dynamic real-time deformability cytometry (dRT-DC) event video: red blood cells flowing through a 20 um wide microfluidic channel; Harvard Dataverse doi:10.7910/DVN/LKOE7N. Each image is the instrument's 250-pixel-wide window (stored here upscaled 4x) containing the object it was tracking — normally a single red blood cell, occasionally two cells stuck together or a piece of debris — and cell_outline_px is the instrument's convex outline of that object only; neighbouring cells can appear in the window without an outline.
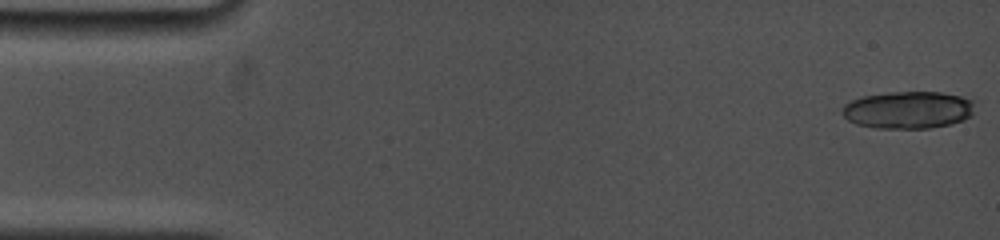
{"species": "common noctule bat (a hibernating species)", "species_latin": "Nyctalus noctula", "temperature_condition": "cold", "stored_images_in_passage": 24, "camera_frame_rate_fps": 5000, "um_per_image_px": 0.085, "animal": {"sex": "female", "body_mass_g": 19.0, "forearm_length_mm": 53.3}, "frame": {"image": 1, "passage_image": 1, "time_ms": 0.0, "image_size_px": [1000, 240], "cell_outline_px": [[976, 100], [972, 116], [964, 120], [952, 124], [928, 128], [876, 128], [856, 124], [848, 120], [840, 112], [840, 108], [844, 104], [852, 100], [864, 96], [888, 92], [940, 92], [960, 96]], "centroid_in_image_um": [77.21, 9.34], "position_along_channel_um": 7.8, "area_um2": 29.19}}
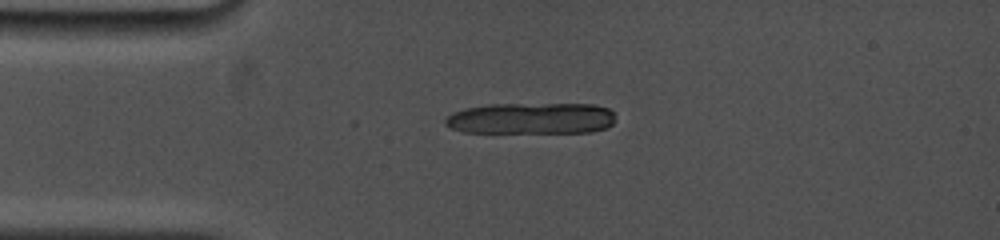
{"frame": {"image": 2, "passage_image": 24, "time_ms": 3.6, "image_size_px": [1000, 240], "cell_outline_px": [[612, 124], [608, 128], [592, 132], [464, 132], [452, 128], [444, 124], [444, 120], [452, 112], [464, 108], [488, 104], [596, 104], [608, 108], [612, 112]], "centroid_in_image_um": [45.13, 10.05], "position_along_channel_um": 39.9, "area_um2": 31.15}}